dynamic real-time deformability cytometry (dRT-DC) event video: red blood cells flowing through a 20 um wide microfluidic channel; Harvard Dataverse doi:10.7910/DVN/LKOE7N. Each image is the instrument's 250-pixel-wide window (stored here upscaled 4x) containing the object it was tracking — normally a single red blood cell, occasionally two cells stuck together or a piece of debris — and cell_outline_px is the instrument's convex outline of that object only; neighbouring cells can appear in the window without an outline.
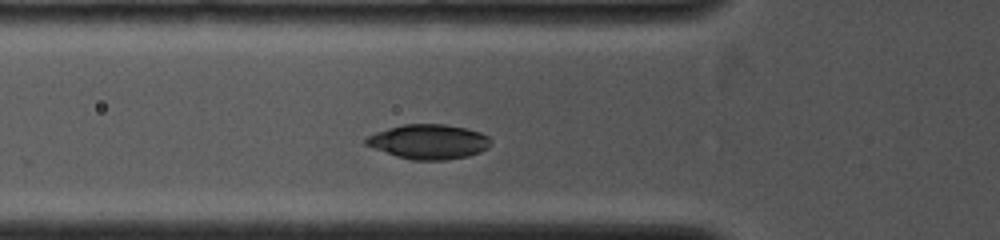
{"species": "common noctule bat (a hibernating species)", "species_latin": "Nyctalus noctula", "temperature_condition": "cold", "stored_images_in_passage": 10, "camera_frame_rate_fps": 4000, "um_per_image_px": 0.085, "animal": {"sex": "female", "body_mass_g": 19.0, "forearm_length_mm": 53.3}, "frame": {"image": 1, "passage_image": 9, "time_ms": 2.5, "image_size_px": [1000, 240], "cell_outline_px": [[492, 140], [488, 148], [480, 152], [468, 156], [448, 160], [412, 160], [396, 156], [364, 144], [364, 140], [368, 136], [376, 132], [388, 128], [404, 124], [444, 124], [464, 128], [480, 132], [488, 136]], "centroid_in_image_um": [36.45, 12.05], "position_along_channel_um": 89.3, "area_um2": 25.2}}